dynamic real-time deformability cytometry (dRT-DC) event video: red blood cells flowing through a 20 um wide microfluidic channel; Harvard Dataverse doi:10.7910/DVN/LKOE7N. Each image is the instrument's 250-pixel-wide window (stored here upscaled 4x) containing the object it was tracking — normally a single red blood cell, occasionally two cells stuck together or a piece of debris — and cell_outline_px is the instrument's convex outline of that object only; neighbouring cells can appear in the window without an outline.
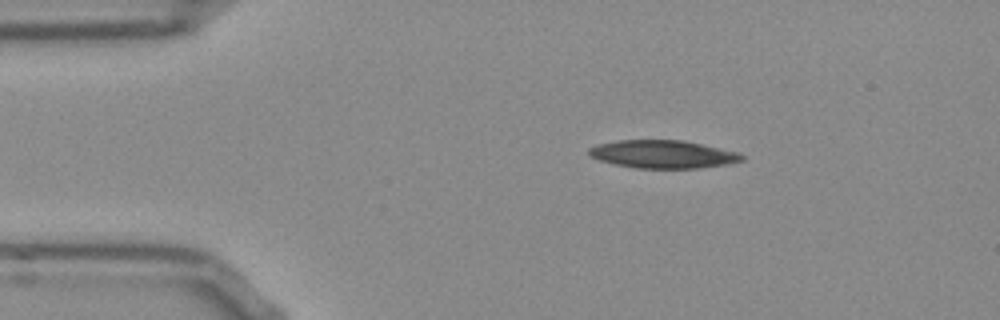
{"species": "Egyptian fruit bat (a non-hibernating species)", "species_latin": "Rousettus aegyptiacus", "temperature_condition": "room temperature", "stored_images_in_passage": 44, "camera_frame_rate_fps": 3000, "um_per_image_px": 0.085, "frame": {"image": 1, "passage_image": 1, "time_ms": 0.0, "image_size_px": [1000, 320], "cell_outline_px": [[744, 160], [728, 164], [700, 168], [636, 168], [616, 164], [600, 160], [588, 156], [588, 148], [600, 144], [616, 140], [684, 140], [736, 152], [744, 156]], "centroid_in_image_um": [56.33, 13.11], "position_along_channel_um": 28.7, "area_um2": 24.8}}
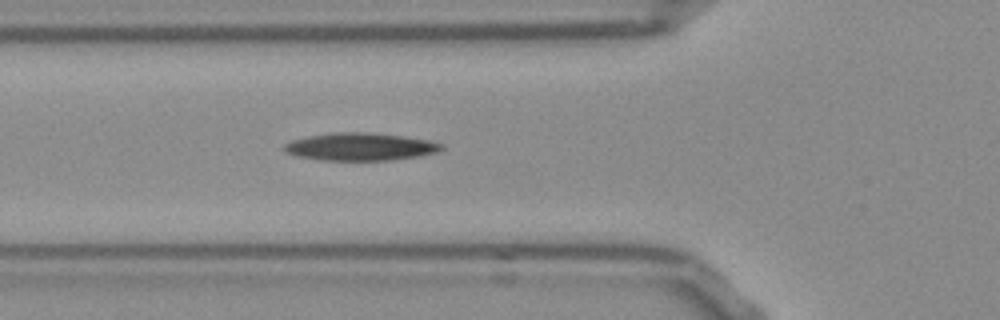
{"frame": {"image": 2, "passage_image": 10, "time_ms": 3.0, "image_size_px": [1000, 320], "cell_outline_px": [[444, 148], [436, 152], [416, 156], [392, 160], [320, 160], [296, 156], [284, 152], [284, 144], [292, 140], [308, 136], [332, 132], [368, 132], [400, 136], [428, 140], [444, 144]], "centroid_in_image_um": [30.58, 12.47], "position_along_channel_um": 95.2, "area_um2": 25.26}}
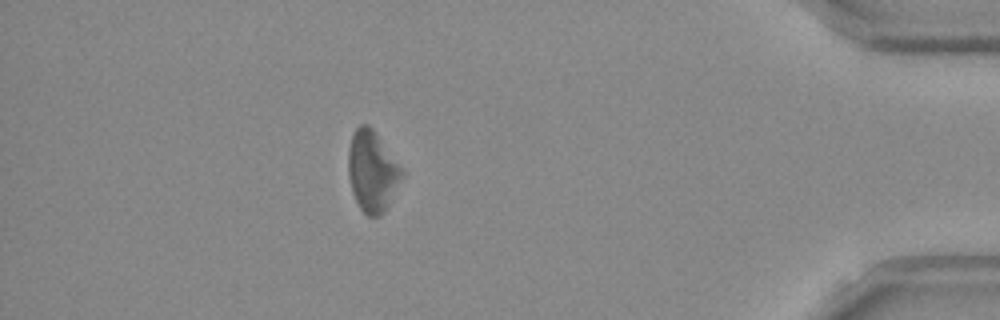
{"frame": {"image": 3, "passage_image": 38, "time_ms": 12.333, "image_size_px": [1000, 320], "cell_outline_px": [[404, 172], [384, 212], [380, 216], [368, 216], [360, 208], [352, 192], [348, 176], [348, 148], [352, 132], [360, 124], [368, 124], [372, 128]], "centroid_in_image_um": [31.59, 14.54], "position_along_channel_um": 403.6, "area_um2": 24.85}, "authors_computed_cell_mechanics": {"area_um2": 25.2586, "velocity_mm_per_s": 3.8285, "shape_relaxation_time_tau1_ms": 6.5586, "shape_relaxation_time_tau2_ms": null, "deformation_change_tau1": 0.113, "deformation_change_tau2": null}}